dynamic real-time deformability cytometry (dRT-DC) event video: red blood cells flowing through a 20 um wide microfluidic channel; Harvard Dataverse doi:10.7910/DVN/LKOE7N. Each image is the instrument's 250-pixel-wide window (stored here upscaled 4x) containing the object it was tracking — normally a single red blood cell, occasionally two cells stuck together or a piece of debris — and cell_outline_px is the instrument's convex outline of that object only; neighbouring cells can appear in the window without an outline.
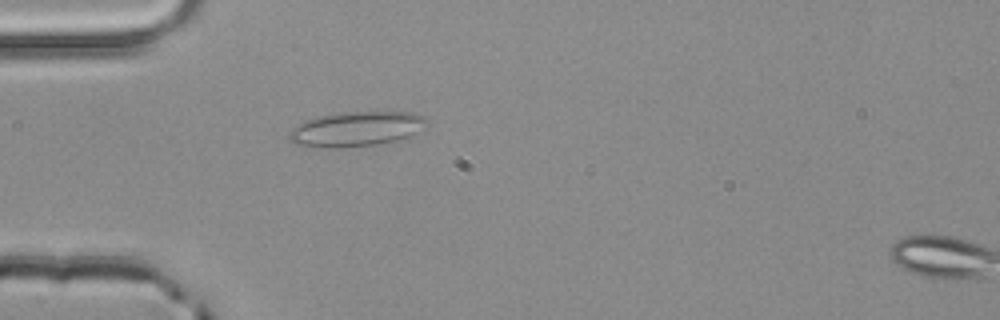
{"species": "common noctule bat (a hibernating species)", "species_latin": "Nyctalus noctula", "temperature_condition": "room temperature", "stored_images_in_passage": 3, "segment_of_instrument_passage": [1, 2], "camera_frame_rate_fps": 3000, "um_per_image_px": 0.085, "animal": {"sex": "male", "body_mass_g": 20.4}, "frame": {"image": 1, "passage_image": 2, "time_ms": 0.333, "image_size_px": [1000, 320], "cell_outline_px": [[428, 124], [416, 132], [408, 136], [396, 140], [376, 144], [336, 148], [300, 148], [288, 140], [288, 132], [296, 124], [320, 116], [344, 112], [412, 112], [424, 116], [428, 120]], "centroid_in_image_um": [30.2, 10.98], "position_along_channel_um": 54.8, "area_um2": 28.21}}